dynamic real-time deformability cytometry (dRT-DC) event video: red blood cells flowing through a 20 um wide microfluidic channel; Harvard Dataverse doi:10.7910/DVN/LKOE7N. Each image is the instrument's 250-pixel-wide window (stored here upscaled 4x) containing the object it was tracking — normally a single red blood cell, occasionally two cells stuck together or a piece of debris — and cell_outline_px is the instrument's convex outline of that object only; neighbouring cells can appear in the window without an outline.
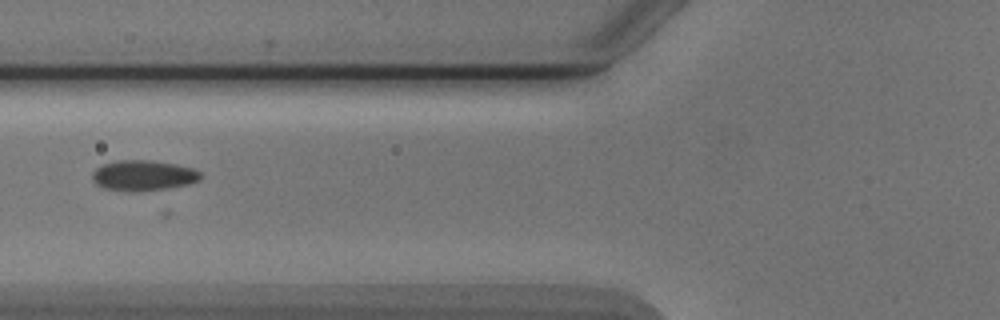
{"species": "Egyptian fruit bat (a non-hibernating species)", "species_latin": "Rousettus aegyptiacus", "temperature_condition": "cold", "stored_images_in_passage": 3, "camera_frame_rate_fps": 3000, "um_per_image_px": 0.085, "animal": {"sex": "male"}, "frame": {"image": 1, "passage_image": 3, "time_ms": 2.333, "image_size_px": [1000, 320], "cell_outline_px": [[200, 180], [188, 184], [140, 192], [128, 192], [104, 188], [96, 184], [92, 180], [92, 172], [100, 164], [116, 160], [148, 160], [176, 164], [192, 168], [200, 172]], "centroid_in_image_um": [12.12, 14.91], "position_along_channel_um": 113.7, "area_um2": 19.36}}